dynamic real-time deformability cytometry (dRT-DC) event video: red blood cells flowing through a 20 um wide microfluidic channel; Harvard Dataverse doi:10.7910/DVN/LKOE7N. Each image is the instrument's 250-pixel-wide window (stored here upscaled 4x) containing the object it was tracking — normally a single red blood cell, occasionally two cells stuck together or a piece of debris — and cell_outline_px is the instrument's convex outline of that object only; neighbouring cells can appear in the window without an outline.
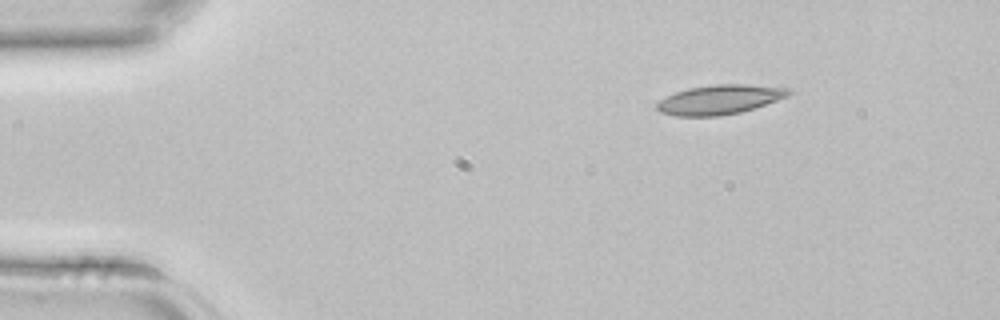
{"species": "common noctule bat (a hibernating species)", "species_latin": "Nyctalus noctula", "temperature_condition": "room temperature", "stored_images_in_passage": 3, "camera_frame_rate_fps": 3000, "um_per_image_px": 0.085, "animal": {"sex": "female", "body_mass_g": 22.7, "forearm_length_mm": 54.2}, "frame": {"image": 1, "passage_image": 1, "time_ms": 0.0, "image_size_px": [1000, 320], "cell_outline_px": [[792, 92], [788, 96], [740, 112], [720, 116], [676, 116], [660, 112], [656, 108], [656, 104], [660, 100], [676, 92], [688, 88], [716, 84], [748, 84], [792, 88]], "centroid_in_image_um": [61.18, 8.46], "position_along_channel_um": 23.8, "area_um2": 22.48}}
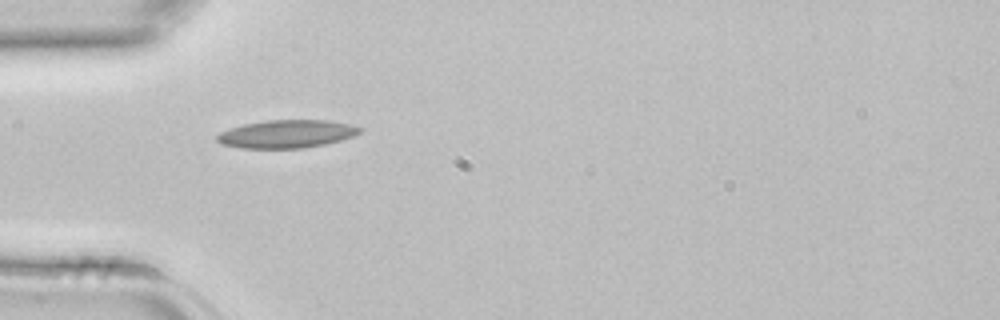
{"frame": {"image": 2, "passage_image": 3, "time_ms": 0.667, "image_size_px": [1000, 320], "cell_outline_px": [[364, 128], [360, 132], [352, 136], [340, 140], [324, 144], [304, 148], [240, 148], [224, 144], [216, 140], [216, 136], [220, 132], [244, 124], [268, 120], [328, 120], [348, 124]], "centroid_in_image_um": [24.37, 11.38], "position_along_channel_um": 60.6, "area_um2": 23.06}}